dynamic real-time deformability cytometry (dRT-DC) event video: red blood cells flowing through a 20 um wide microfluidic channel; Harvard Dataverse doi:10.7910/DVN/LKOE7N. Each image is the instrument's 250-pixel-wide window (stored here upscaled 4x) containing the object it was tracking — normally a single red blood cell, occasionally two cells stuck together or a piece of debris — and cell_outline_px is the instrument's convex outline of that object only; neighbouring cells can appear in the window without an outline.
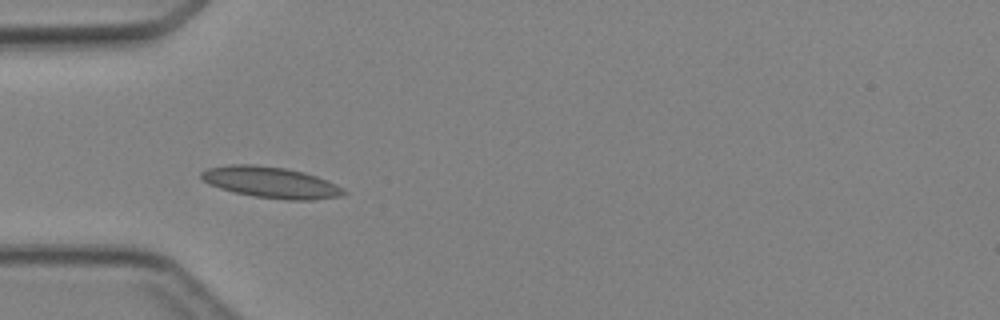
{"species": "Egyptian fruit bat (a non-hibernating species)", "species_latin": "Rousettus aegyptiacus", "temperature_condition": "cold", "stored_images_in_passage": 3, "camera_frame_rate_fps": 3000, "um_per_image_px": 0.085, "animal": {"sex": "female"}, "frame": {"image": 1, "passage_image": 3, "time_ms": 2.333, "image_size_px": [1000, 320], "cell_outline_px": [[348, 192], [340, 196], [312, 200], [288, 200], [252, 196], [232, 192], [208, 184], [200, 176], [200, 172], [208, 168], [228, 164], [252, 164], [284, 168], [304, 172], [328, 180], [336, 184]], "centroid_in_image_um": [23.01, 15.5], "position_along_channel_um": 62.0, "area_um2": 25.95}}